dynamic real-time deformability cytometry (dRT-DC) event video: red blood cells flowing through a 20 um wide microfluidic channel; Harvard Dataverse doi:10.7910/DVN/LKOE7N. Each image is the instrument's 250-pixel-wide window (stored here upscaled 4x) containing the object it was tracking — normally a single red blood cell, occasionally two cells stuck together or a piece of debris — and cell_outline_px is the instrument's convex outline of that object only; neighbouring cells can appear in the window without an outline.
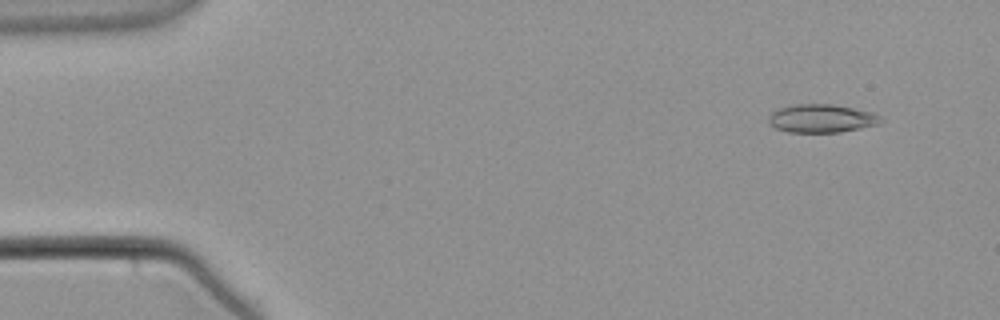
{"species": "common noctule bat (a hibernating species)", "species_latin": "Nyctalus noctula", "temperature_condition": "warm", "stored_images_in_passage": 4, "camera_frame_rate_fps": 3000, "um_per_image_px": 0.085, "animal": {"sex": "male", "body_mass_g": 21.5, "forearm_length_mm": 52.0}, "frame": {"image": 1, "passage_image": 1, "time_ms": 0.0, "image_size_px": [1000, 320], "cell_outline_px": [[884, 120], [880, 124], [840, 132], [788, 132], [776, 128], [768, 124], [768, 116], [772, 112], [780, 108], [796, 104], [832, 104], [872, 112], [880, 116]], "centroid_in_image_um": [69.83, 10.07], "position_along_channel_um": 15.2, "area_um2": 18.5}}